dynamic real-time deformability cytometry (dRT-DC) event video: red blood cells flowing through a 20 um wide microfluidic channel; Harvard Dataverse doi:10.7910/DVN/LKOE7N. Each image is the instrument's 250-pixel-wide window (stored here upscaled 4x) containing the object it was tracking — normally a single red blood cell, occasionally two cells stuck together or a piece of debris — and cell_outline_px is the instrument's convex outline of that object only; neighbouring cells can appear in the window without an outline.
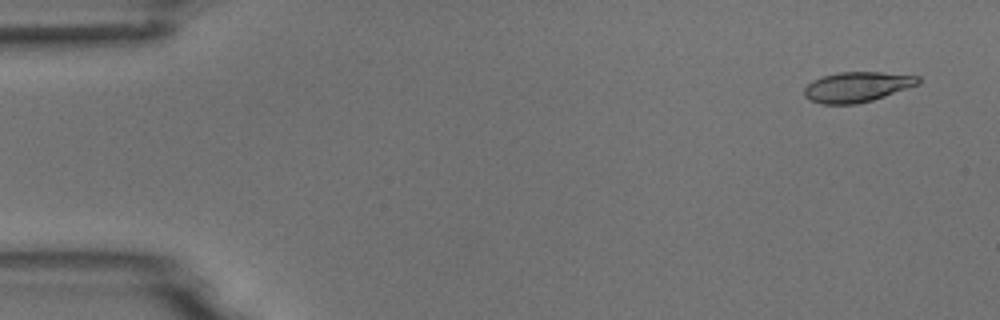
{"species": "common noctule bat (a hibernating species)", "species_latin": "Nyctalus noctula", "temperature_condition": "room temperature", "stored_images_in_passage": 52, "camera_frame_rate_fps": 3000, "um_per_image_px": 0.085, "animal": {"sex": "male", "body_mass_g": 18.8}, "frame": {"image": 1, "passage_image": 1, "time_ms": 0.0, "image_size_px": [1000, 320], "cell_outline_px": [[920, 84], [872, 100], [856, 104], [820, 104], [804, 96], [804, 88], [812, 80], [824, 76], [840, 72], [880, 72], [920, 76]], "centroid_in_image_um": [72.85, 7.39], "position_along_channel_um": 12.1, "area_um2": 19.94}}
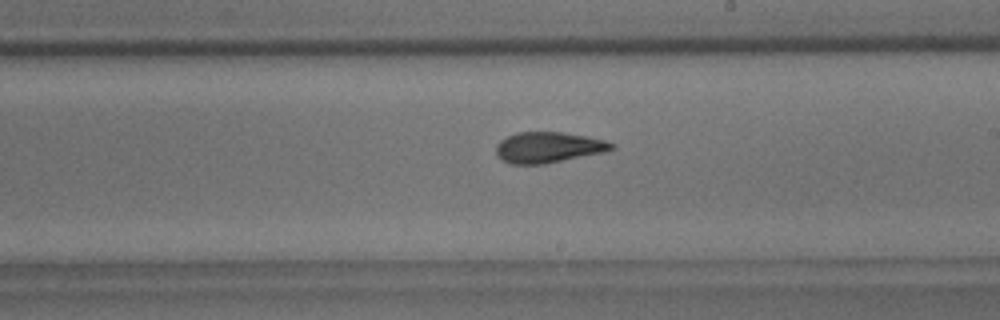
{"frame": {"image": 2, "passage_image": 29, "time_ms": 9.333, "image_size_px": [1000, 320], "cell_outline_px": [[616, 148], [604, 152], [544, 164], [512, 164], [504, 160], [496, 152], [496, 144], [500, 140], [516, 132], [560, 132], [588, 136], [604, 140], [616, 144]], "centroid_in_image_um": [46.64, 12.52], "position_along_channel_um": 242.4, "area_um2": 20.63}}
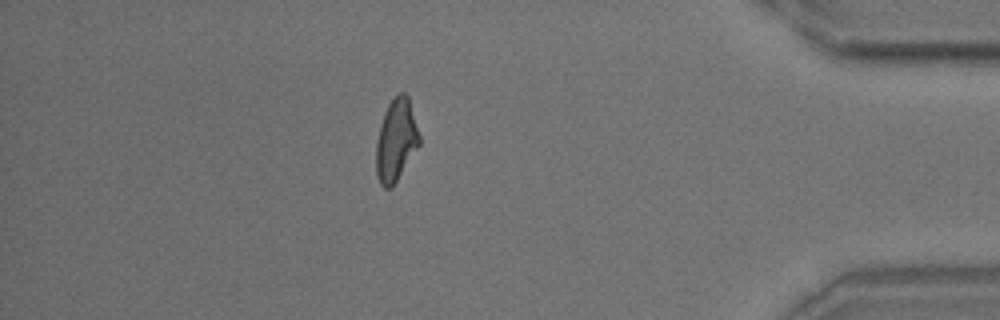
{"frame": {"image": 3, "passage_image": 45, "time_ms": 14.667, "image_size_px": [1000, 320], "cell_outline_px": [[420, 144], [392, 188], [384, 188], [380, 184], [376, 176], [376, 140], [380, 124], [384, 112], [388, 104], [400, 92], [404, 92], [408, 96], [420, 136]], "centroid_in_image_um": [33.65, 11.94], "position_along_channel_um": 401.5, "area_um2": 20.75}, "authors_computed_cell_mechanics": {"area_um2": 20.7791, "velocity_mm_per_s": 3.7361, "shape_relaxation_time_tau1_ms": 5.8901, "shape_relaxation_time_tau2_ms": 2.2376, "deformation_change_tau1": 0.1682, "deformation_change_tau2": 0.0926}}